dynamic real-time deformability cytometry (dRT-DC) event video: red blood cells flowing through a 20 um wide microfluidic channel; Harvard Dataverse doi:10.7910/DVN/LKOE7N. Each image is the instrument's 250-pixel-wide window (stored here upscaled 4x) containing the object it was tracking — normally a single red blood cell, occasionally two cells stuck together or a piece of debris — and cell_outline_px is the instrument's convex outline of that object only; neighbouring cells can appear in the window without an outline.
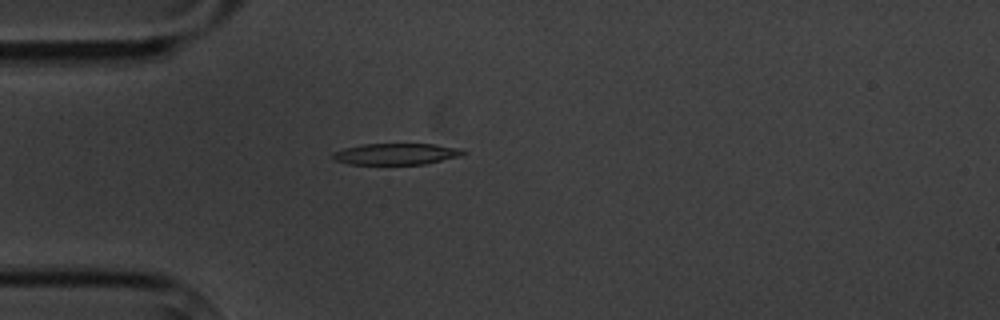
{"species": "common noctule bat (a hibernating species)", "species_latin": "Nyctalus noctula", "temperature_condition": "cold", "stored_images_in_passage": 5, "camera_frame_rate_fps": 3000, "um_per_image_px": 0.085, "animal": {"sex": "male", "body_mass_g": 20.1, "forearm_length_mm": 53.5}, "frame": {"image": 1, "passage_image": 4, "time_ms": 4.333, "image_size_px": [1000, 320], "cell_outline_px": [[468, 152], [460, 156], [424, 164], [348, 164], [336, 160], [332, 156], [332, 152], [344, 148], [364, 144], [432, 144], [464, 148]], "centroid_in_image_um": [33.71, 13.08], "position_along_channel_um": 51.3, "area_um2": 16.24}}